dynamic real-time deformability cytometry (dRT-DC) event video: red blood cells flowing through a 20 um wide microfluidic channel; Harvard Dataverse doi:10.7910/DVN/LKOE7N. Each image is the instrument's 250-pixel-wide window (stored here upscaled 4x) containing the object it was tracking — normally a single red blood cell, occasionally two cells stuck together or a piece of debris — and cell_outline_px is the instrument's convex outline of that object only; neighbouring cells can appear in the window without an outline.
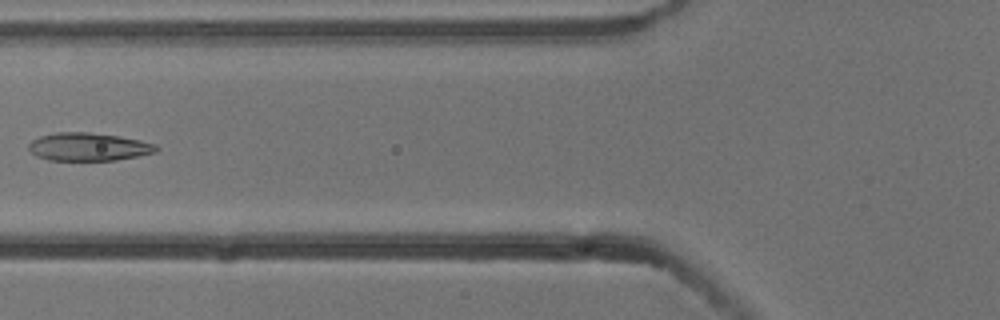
{"species": "common noctule bat (a hibernating species)", "species_latin": "Nyctalus noctula", "temperature_condition": "cold", "stored_images_in_passage": 5, "camera_frame_rate_fps": 3000, "um_per_image_px": 0.085, "animal": {"sex": "male", "body_mass_g": 13.3}, "frame": {"image": 1, "passage_image": 4, "time_ms": 1.0, "image_size_px": [1000, 320], "cell_outline_px": [[160, 148], [156, 152], [116, 160], [48, 160], [36, 156], [28, 148], [28, 144], [32, 140], [40, 136], [56, 132], [88, 132], [120, 136], [140, 140], [156, 144]], "centroid_in_image_um": [7.52, 12.47], "position_along_channel_um": 118.3, "area_um2": 20.87}}
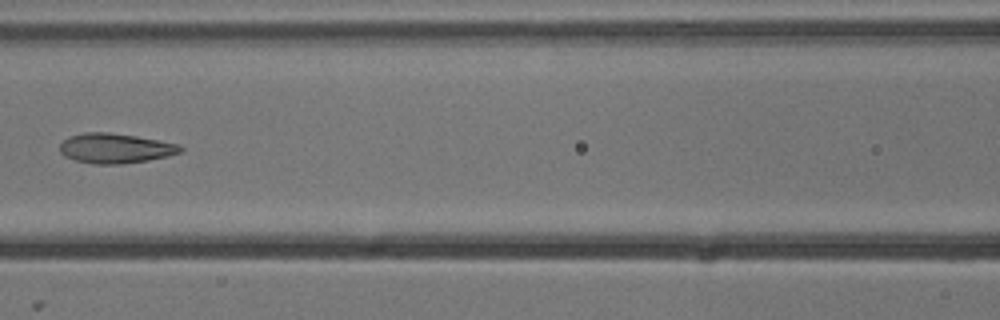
{"frame": {"image": 2, "passage_image": 5, "time_ms": 1.333, "image_size_px": [1000, 320], "cell_outline_px": [[184, 148], [180, 152], [168, 156], [148, 160], [120, 164], [92, 164], [76, 160], [64, 156], [60, 152], [60, 144], [68, 136], [84, 132], [108, 132], [136, 136], [176, 144]], "centroid_in_image_um": [9.75, 12.6], "position_along_channel_um": 156.8, "area_um2": 20.87}}